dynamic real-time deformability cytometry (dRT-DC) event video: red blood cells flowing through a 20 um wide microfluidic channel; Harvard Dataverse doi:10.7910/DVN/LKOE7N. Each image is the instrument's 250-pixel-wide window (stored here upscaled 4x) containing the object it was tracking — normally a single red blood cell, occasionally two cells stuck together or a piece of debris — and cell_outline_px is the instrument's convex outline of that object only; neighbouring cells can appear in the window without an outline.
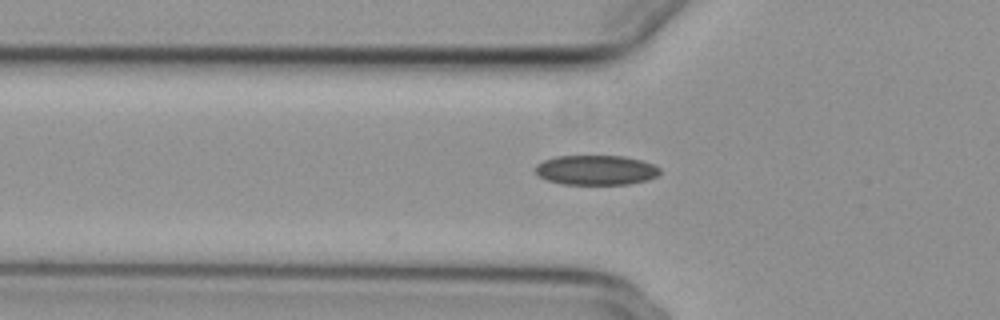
{"species": "common noctule bat (a hibernating species)", "species_latin": "Nyctalus noctula", "temperature_condition": "cold", "stored_images_in_passage": 2, "camera_frame_rate_fps": 3000, "um_per_image_px": 0.085, "animal": {"sex": "female", "body_mass_g": 29.2, "forearm_length_mm": 56.3}, "frame": {"image": 1, "passage_image": 2, "time_ms": 0.333, "image_size_px": [1000, 320], "cell_outline_px": [[660, 172], [656, 176], [648, 180], [628, 184], [564, 184], [548, 180], [540, 176], [536, 172], [536, 164], [544, 160], [556, 156], [624, 156], [640, 160], [652, 164], [660, 168]], "centroid_in_image_um": [50.67, 14.45], "position_along_channel_um": 75.1, "area_um2": 21.44}}